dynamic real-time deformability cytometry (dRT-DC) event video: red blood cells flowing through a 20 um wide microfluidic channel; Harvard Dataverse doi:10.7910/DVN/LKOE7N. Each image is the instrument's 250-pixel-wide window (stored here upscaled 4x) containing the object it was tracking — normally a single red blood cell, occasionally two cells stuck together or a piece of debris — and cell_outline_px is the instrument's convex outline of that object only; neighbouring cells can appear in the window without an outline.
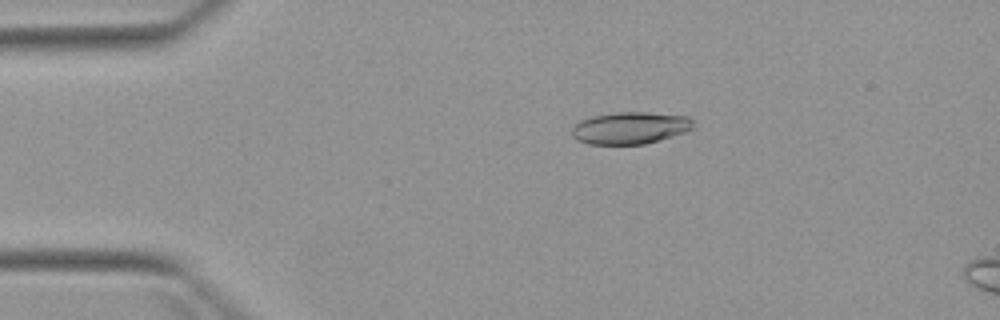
{"species": "Egyptian fruit bat (a non-hibernating species)", "species_latin": "Rousettus aegyptiacus", "temperature_condition": "warm", "stored_images_in_passage": 4, "camera_frame_rate_fps": 3000, "um_per_image_px": 0.085, "animal": {"sex": "female"}, "frame": {"image": 1, "passage_image": 2, "time_ms": 1.333, "image_size_px": [1000, 320], "cell_outline_px": [[692, 128], [688, 132], [644, 144], [588, 144], [576, 140], [572, 136], [572, 128], [580, 120], [592, 116], [616, 112], [644, 112], [688, 116], [692, 120]], "centroid_in_image_um": [53.55, 10.88], "position_along_channel_um": 31.4, "area_um2": 22.72}}